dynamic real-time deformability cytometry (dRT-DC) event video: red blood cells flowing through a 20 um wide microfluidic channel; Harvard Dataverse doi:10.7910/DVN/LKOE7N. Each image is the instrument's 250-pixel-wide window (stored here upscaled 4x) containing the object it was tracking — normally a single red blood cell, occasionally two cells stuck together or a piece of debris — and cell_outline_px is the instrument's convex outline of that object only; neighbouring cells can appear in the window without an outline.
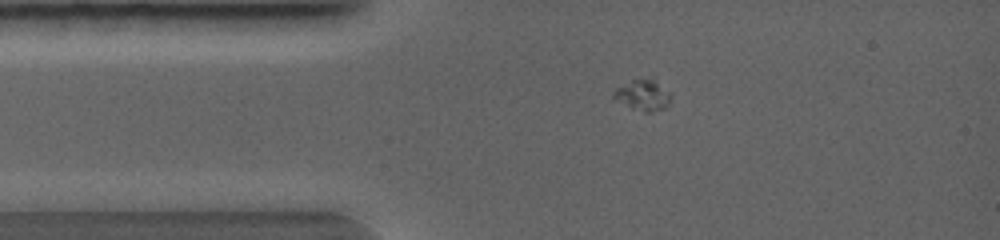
{"species": "common noctule bat (a hibernating species)", "species_latin": "Nyctalus noctula", "temperature_condition": "warm", "stored_images_in_passage": 41, "camera_frame_rate_fps": 5000, "um_per_image_px": 0.085, "animal": {"sex": "female", "body_mass_g": 19.0, "forearm_length_mm": 56.7}, "frame": {"image": 1, "passage_image": 2, "time_ms": 0.2, "image_size_px": [1000, 240], "cell_outline_px": [[672, 96], [668, 104], [664, 108], [648, 112], [644, 112], [632, 108], [612, 100], [612, 92], [616, 88], [632, 80], [652, 76], [672, 92]], "centroid_in_image_um": [54.66, 8.05], "position_along_channel_um": 30.3, "area_um2": 10.75}}
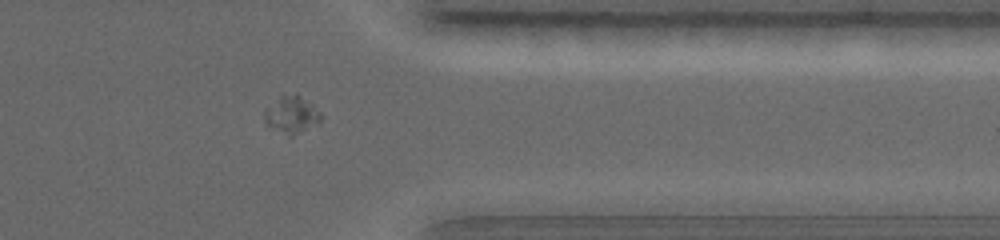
{"frame": {"image": 2, "passage_image": 30, "time_ms": 5.8, "image_size_px": [1000, 240], "cell_outline_px": [[324, 116], [320, 120], [292, 136], [288, 136], [268, 124], [264, 120], [264, 112], [280, 96], [296, 92], [312, 104]], "centroid_in_image_um": [24.8, 9.71], "position_along_channel_um": 386.6, "area_um2": 11.79}}
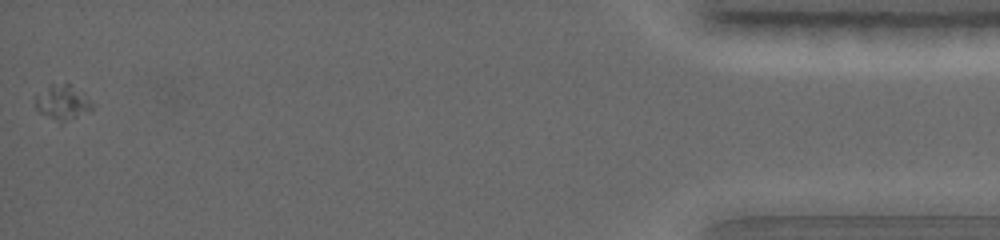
{"frame": {"image": 3, "passage_image": 41, "time_ms": 8.0, "image_size_px": [1000, 240], "cell_outline_px": [[96, 104], [88, 112], [60, 124], [40, 112], [36, 108], [36, 96], [48, 84], [68, 84], [84, 92]], "centroid_in_image_um": [5.36, 8.71], "position_along_channel_um": 429.8, "area_um2": 11.73}}